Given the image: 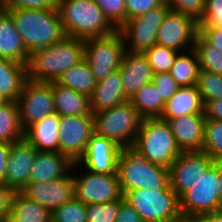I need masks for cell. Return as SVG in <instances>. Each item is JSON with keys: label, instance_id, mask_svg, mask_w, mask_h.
I'll return each instance as SVG.
<instances>
[{"label": "cell", "instance_id": "36", "mask_svg": "<svg viewBox=\"0 0 222 222\" xmlns=\"http://www.w3.org/2000/svg\"><path fill=\"white\" fill-rule=\"evenodd\" d=\"M196 87L205 104L208 101L222 99V75L200 71Z\"/></svg>", "mask_w": 222, "mask_h": 222}, {"label": "cell", "instance_id": "25", "mask_svg": "<svg viewBox=\"0 0 222 222\" xmlns=\"http://www.w3.org/2000/svg\"><path fill=\"white\" fill-rule=\"evenodd\" d=\"M204 113V103L196 86L180 87L165 102L159 119H175L183 115Z\"/></svg>", "mask_w": 222, "mask_h": 222}, {"label": "cell", "instance_id": "17", "mask_svg": "<svg viewBox=\"0 0 222 222\" xmlns=\"http://www.w3.org/2000/svg\"><path fill=\"white\" fill-rule=\"evenodd\" d=\"M120 148L112 140L94 133L84 155L77 161L83 168L97 174H117Z\"/></svg>", "mask_w": 222, "mask_h": 222}, {"label": "cell", "instance_id": "16", "mask_svg": "<svg viewBox=\"0 0 222 222\" xmlns=\"http://www.w3.org/2000/svg\"><path fill=\"white\" fill-rule=\"evenodd\" d=\"M19 192L28 200L52 211L75 197L72 170L60 179L44 183L29 182Z\"/></svg>", "mask_w": 222, "mask_h": 222}, {"label": "cell", "instance_id": "40", "mask_svg": "<svg viewBox=\"0 0 222 222\" xmlns=\"http://www.w3.org/2000/svg\"><path fill=\"white\" fill-rule=\"evenodd\" d=\"M172 11L192 17L199 22L205 12V0H164Z\"/></svg>", "mask_w": 222, "mask_h": 222}, {"label": "cell", "instance_id": "3", "mask_svg": "<svg viewBox=\"0 0 222 222\" xmlns=\"http://www.w3.org/2000/svg\"><path fill=\"white\" fill-rule=\"evenodd\" d=\"M56 7L67 37L85 40L117 30L94 0H57Z\"/></svg>", "mask_w": 222, "mask_h": 222}, {"label": "cell", "instance_id": "49", "mask_svg": "<svg viewBox=\"0 0 222 222\" xmlns=\"http://www.w3.org/2000/svg\"><path fill=\"white\" fill-rule=\"evenodd\" d=\"M10 143L0 142V183H4L5 171L9 157Z\"/></svg>", "mask_w": 222, "mask_h": 222}, {"label": "cell", "instance_id": "9", "mask_svg": "<svg viewBox=\"0 0 222 222\" xmlns=\"http://www.w3.org/2000/svg\"><path fill=\"white\" fill-rule=\"evenodd\" d=\"M84 41V59L97 82L118 70L126 51L123 36L117 29L112 34Z\"/></svg>", "mask_w": 222, "mask_h": 222}, {"label": "cell", "instance_id": "2", "mask_svg": "<svg viewBox=\"0 0 222 222\" xmlns=\"http://www.w3.org/2000/svg\"><path fill=\"white\" fill-rule=\"evenodd\" d=\"M7 12L29 53L60 42L66 37L57 8H23Z\"/></svg>", "mask_w": 222, "mask_h": 222}, {"label": "cell", "instance_id": "26", "mask_svg": "<svg viewBox=\"0 0 222 222\" xmlns=\"http://www.w3.org/2000/svg\"><path fill=\"white\" fill-rule=\"evenodd\" d=\"M55 112L59 116L92 115L89 96L52 82Z\"/></svg>", "mask_w": 222, "mask_h": 222}, {"label": "cell", "instance_id": "5", "mask_svg": "<svg viewBox=\"0 0 222 222\" xmlns=\"http://www.w3.org/2000/svg\"><path fill=\"white\" fill-rule=\"evenodd\" d=\"M123 199L135 208L143 222H176L183 218L179 197L170 186L128 190Z\"/></svg>", "mask_w": 222, "mask_h": 222}, {"label": "cell", "instance_id": "48", "mask_svg": "<svg viewBox=\"0 0 222 222\" xmlns=\"http://www.w3.org/2000/svg\"><path fill=\"white\" fill-rule=\"evenodd\" d=\"M204 116L222 121V99L206 102L204 104Z\"/></svg>", "mask_w": 222, "mask_h": 222}, {"label": "cell", "instance_id": "38", "mask_svg": "<svg viewBox=\"0 0 222 222\" xmlns=\"http://www.w3.org/2000/svg\"><path fill=\"white\" fill-rule=\"evenodd\" d=\"M118 210L119 200L87 204V222H115Z\"/></svg>", "mask_w": 222, "mask_h": 222}, {"label": "cell", "instance_id": "15", "mask_svg": "<svg viewBox=\"0 0 222 222\" xmlns=\"http://www.w3.org/2000/svg\"><path fill=\"white\" fill-rule=\"evenodd\" d=\"M213 162L204 151H181L169 169V185L180 197L191 189L201 173Z\"/></svg>", "mask_w": 222, "mask_h": 222}, {"label": "cell", "instance_id": "44", "mask_svg": "<svg viewBox=\"0 0 222 222\" xmlns=\"http://www.w3.org/2000/svg\"><path fill=\"white\" fill-rule=\"evenodd\" d=\"M164 0H125L126 21L163 5Z\"/></svg>", "mask_w": 222, "mask_h": 222}, {"label": "cell", "instance_id": "54", "mask_svg": "<svg viewBox=\"0 0 222 222\" xmlns=\"http://www.w3.org/2000/svg\"><path fill=\"white\" fill-rule=\"evenodd\" d=\"M0 222H8V220H0Z\"/></svg>", "mask_w": 222, "mask_h": 222}, {"label": "cell", "instance_id": "47", "mask_svg": "<svg viewBox=\"0 0 222 222\" xmlns=\"http://www.w3.org/2000/svg\"><path fill=\"white\" fill-rule=\"evenodd\" d=\"M14 193L15 191L11 187L0 183V220H8Z\"/></svg>", "mask_w": 222, "mask_h": 222}, {"label": "cell", "instance_id": "24", "mask_svg": "<svg viewBox=\"0 0 222 222\" xmlns=\"http://www.w3.org/2000/svg\"><path fill=\"white\" fill-rule=\"evenodd\" d=\"M0 57L27 64L29 52L26 50L11 15L0 9Z\"/></svg>", "mask_w": 222, "mask_h": 222}, {"label": "cell", "instance_id": "4", "mask_svg": "<svg viewBox=\"0 0 222 222\" xmlns=\"http://www.w3.org/2000/svg\"><path fill=\"white\" fill-rule=\"evenodd\" d=\"M117 175L122 193L133 189L169 187V169L151 163L134 146L123 147L117 160Z\"/></svg>", "mask_w": 222, "mask_h": 222}, {"label": "cell", "instance_id": "13", "mask_svg": "<svg viewBox=\"0 0 222 222\" xmlns=\"http://www.w3.org/2000/svg\"><path fill=\"white\" fill-rule=\"evenodd\" d=\"M95 133L94 115L60 116L59 152L77 162Z\"/></svg>", "mask_w": 222, "mask_h": 222}, {"label": "cell", "instance_id": "41", "mask_svg": "<svg viewBox=\"0 0 222 222\" xmlns=\"http://www.w3.org/2000/svg\"><path fill=\"white\" fill-rule=\"evenodd\" d=\"M198 27H222V0H205V12Z\"/></svg>", "mask_w": 222, "mask_h": 222}, {"label": "cell", "instance_id": "7", "mask_svg": "<svg viewBox=\"0 0 222 222\" xmlns=\"http://www.w3.org/2000/svg\"><path fill=\"white\" fill-rule=\"evenodd\" d=\"M93 115L97 135L112 140L120 148L134 145L143 119L129 100Z\"/></svg>", "mask_w": 222, "mask_h": 222}, {"label": "cell", "instance_id": "6", "mask_svg": "<svg viewBox=\"0 0 222 222\" xmlns=\"http://www.w3.org/2000/svg\"><path fill=\"white\" fill-rule=\"evenodd\" d=\"M133 146L147 161L166 168H169L181 153L169 124L159 118L142 120Z\"/></svg>", "mask_w": 222, "mask_h": 222}, {"label": "cell", "instance_id": "50", "mask_svg": "<svg viewBox=\"0 0 222 222\" xmlns=\"http://www.w3.org/2000/svg\"><path fill=\"white\" fill-rule=\"evenodd\" d=\"M195 220L196 222H222V210L203 214L197 217Z\"/></svg>", "mask_w": 222, "mask_h": 222}, {"label": "cell", "instance_id": "29", "mask_svg": "<svg viewBox=\"0 0 222 222\" xmlns=\"http://www.w3.org/2000/svg\"><path fill=\"white\" fill-rule=\"evenodd\" d=\"M129 102L142 119L159 118L165 105L153 82L140 87Z\"/></svg>", "mask_w": 222, "mask_h": 222}, {"label": "cell", "instance_id": "20", "mask_svg": "<svg viewBox=\"0 0 222 222\" xmlns=\"http://www.w3.org/2000/svg\"><path fill=\"white\" fill-rule=\"evenodd\" d=\"M120 75L125 96L130 99L140 87L152 82L153 71L143 53L125 51L120 64Z\"/></svg>", "mask_w": 222, "mask_h": 222}, {"label": "cell", "instance_id": "28", "mask_svg": "<svg viewBox=\"0 0 222 222\" xmlns=\"http://www.w3.org/2000/svg\"><path fill=\"white\" fill-rule=\"evenodd\" d=\"M8 222H51V211L35 201L15 192L10 206Z\"/></svg>", "mask_w": 222, "mask_h": 222}, {"label": "cell", "instance_id": "45", "mask_svg": "<svg viewBox=\"0 0 222 222\" xmlns=\"http://www.w3.org/2000/svg\"><path fill=\"white\" fill-rule=\"evenodd\" d=\"M198 34L222 53V27H198Z\"/></svg>", "mask_w": 222, "mask_h": 222}, {"label": "cell", "instance_id": "14", "mask_svg": "<svg viewBox=\"0 0 222 222\" xmlns=\"http://www.w3.org/2000/svg\"><path fill=\"white\" fill-rule=\"evenodd\" d=\"M198 22L192 17L170 10L157 32L156 44L185 52L194 47Z\"/></svg>", "mask_w": 222, "mask_h": 222}, {"label": "cell", "instance_id": "23", "mask_svg": "<svg viewBox=\"0 0 222 222\" xmlns=\"http://www.w3.org/2000/svg\"><path fill=\"white\" fill-rule=\"evenodd\" d=\"M60 116L54 112L30 125L24 131V138L38 151L59 152Z\"/></svg>", "mask_w": 222, "mask_h": 222}, {"label": "cell", "instance_id": "30", "mask_svg": "<svg viewBox=\"0 0 222 222\" xmlns=\"http://www.w3.org/2000/svg\"><path fill=\"white\" fill-rule=\"evenodd\" d=\"M56 82L88 96L92 94L94 87L97 85V81L85 59L63 72Z\"/></svg>", "mask_w": 222, "mask_h": 222}, {"label": "cell", "instance_id": "21", "mask_svg": "<svg viewBox=\"0 0 222 222\" xmlns=\"http://www.w3.org/2000/svg\"><path fill=\"white\" fill-rule=\"evenodd\" d=\"M74 162L61 152L38 151L30 167L29 182L44 183L66 176Z\"/></svg>", "mask_w": 222, "mask_h": 222}, {"label": "cell", "instance_id": "52", "mask_svg": "<svg viewBox=\"0 0 222 222\" xmlns=\"http://www.w3.org/2000/svg\"><path fill=\"white\" fill-rule=\"evenodd\" d=\"M9 100L0 94V106L6 104Z\"/></svg>", "mask_w": 222, "mask_h": 222}, {"label": "cell", "instance_id": "19", "mask_svg": "<svg viewBox=\"0 0 222 222\" xmlns=\"http://www.w3.org/2000/svg\"><path fill=\"white\" fill-rule=\"evenodd\" d=\"M167 121L174 135L175 143L181 151H202L204 141V113L183 115Z\"/></svg>", "mask_w": 222, "mask_h": 222}, {"label": "cell", "instance_id": "53", "mask_svg": "<svg viewBox=\"0 0 222 222\" xmlns=\"http://www.w3.org/2000/svg\"><path fill=\"white\" fill-rule=\"evenodd\" d=\"M176 222H196V220L195 219H189V218H182L181 220L176 221Z\"/></svg>", "mask_w": 222, "mask_h": 222}, {"label": "cell", "instance_id": "39", "mask_svg": "<svg viewBox=\"0 0 222 222\" xmlns=\"http://www.w3.org/2000/svg\"><path fill=\"white\" fill-rule=\"evenodd\" d=\"M109 22L119 29L126 22L125 0H94Z\"/></svg>", "mask_w": 222, "mask_h": 222}, {"label": "cell", "instance_id": "8", "mask_svg": "<svg viewBox=\"0 0 222 222\" xmlns=\"http://www.w3.org/2000/svg\"><path fill=\"white\" fill-rule=\"evenodd\" d=\"M219 162H212L201 173L196 184L179 197L183 218L197 217L222 210L219 191Z\"/></svg>", "mask_w": 222, "mask_h": 222}, {"label": "cell", "instance_id": "33", "mask_svg": "<svg viewBox=\"0 0 222 222\" xmlns=\"http://www.w3.org/2000/svg\"><path fill=\"white\" fill-rule=\"evenodd\" d=\"M193 49L197 53L200 71L222 75V53L208 44L198 33Z\"/></svg>", "mask_w": 222, "mask_h": 222}, {"label": "cell", "instance_id": "37", "mask_svg": "<svg viewBox=\"0 0 222 222\" xmlns=\"http://www.w3.org/2000/svg\"><path fill=\"white\" fill-rule=\"evenodd\" d=\"M86 204L75 197L51 211V222H87Z\"/></svg>", "mask_w": 222, "mask_h": 222}, {"label": "cell", "instance_id": "11", "mask_svg": "<svg viewBox=\"0 0 222 222\" xmlns=\"http://www.w3.org/2000/svg\"><path fill=\"white\" fill-rule=\"evenodd\" d=\"M170 10L164 3L143 15L127 20L118 29L123 36L126 51L144 53L155 45L160 25Z\"/></svg>", "mask_w": 222, "mask_h": 222}, {"label": "cell", "instance_id": "34", "mask_svg": "<svg viewBox=\"0 0 222 222\" xmlns=\"http://www.w3.org/2000/svg\"><path fill=\"white\" fill-rule=\"evenodd\" d=\"M213 162L222 163V121L205 118L203 148Z\"/></svg>", "mask_w": 222, "mask_h": 222}, {"label": "cell", "instance_id": "43", "mask_svg": "<svg viewBox=\"0 0 222 222\" xmlns=\"http://www.w3.org/2000/svg\"><path fill=\"white\" fill-rule=\"evenodd\" d=\"M152 82L164 102L168 101L180 88L169 72L154 74Z\"/></svg>", "mask_w": 222, "mask_h": 222}, {"label": "cell", "instance_id": "42", "mask_svg": "<svg viewBox=\"0 0 222 222\" xmlns=\"http://www.w3.org/2000/svg\"><path fill=\"white\" fill-rule=\"evenodd\" d=\"M56 4L57 0H0V9H52L57 8Z\"/></svg>", "mask_w": 222, "mask_h": 222}, {"label": "cell", "instance_id": "27", "mask_svg": "<svg viewBox=\"0 0 222 222\" xmlns=\"http://www.w3.org/2000/svg\"><path fill=\"white\" fill-rule=\"evenodd\" d=\"M28 80L26 65L0 57V94L16 101Z\"/></svg>", "mask_w": 222, "mask_h": 222}, {"label": "cell", "instance_id": "18", "mask_svg": "<svg viewBox=\"0 0 222 222\" xmlns=\"http://www.w3.org/2000/svg\"><path fill=\"white\" fill-rule=\"evenodd\" d=\"M38 150L24 137L10 143L4 184L19 192L29 183L30 167Z\"/></svg>", "mask_w": 222, "mask_h": 222}, {"label": "cell", "instance_id": "12", "mask_svg": "<svg viewBox=\"0 0 222 222\" xmlns=\"http://www.w3.org/2000/svg\"><path fill=\"white\" fill-rule=\"evenodd\" d=\"M16 103L20 124L25 131L30 125L55 112L52 82L27 80Z\"/></svg>", "mask_w": 222, "mask_h": 222}, {"label": "cell", "instance_id": "10", "mask_svg": "<svg viewBox=\"0 0 222 222\" xmlns=\"http://www.w3.org/2000/svg\"><path fill=\"white\" fill-rule=\"evenodd\" d=\"M72 174L75 198L86 205L123 199L117 174L93 173L78 162H74Z\"/></svg>", "mask_w": 222, "mask_h": 222}, {"label": "cell", "instance_id": "1", "mask_svg": "<svg viewBox=\"0 0 222 222\" xmlns=\"http://www.w3.org/2000/svg\"><path fill=\"white\" fill-rule=\"evenodd\" d=\"M84 59V41L65 37L60 42L29 53L28 80L55 82L63 72Z\"/></svg>", "mask_w": 222, "mask_h": 222}, {"label": "cell", "instance_id": "32", "mask_svg": "<svg viewBox=\"0 0 222 222\" xmlns=\"http://www.w3.org/2000/svg\"><path fill=\"white\" fill-rule=\"evenodd\" d=\"M24 137L16 101L0 106V142L12 143Z\"/></svg>", "mask_w": 222, "mask_h": 222}, {"label": "cell", "instance_id": "46", "mask_svg": "<svg viewBox=\"0 0 222 222\" xmlns=\"http://www.w3.org/2000/svg\"><path fill=\"white\" fill-rule=\"evenodd\" d=\"M115 222H143L139 213L124 199L119 200V210Z\"/></svg>", "mask_w": 222, "mask_h": 222}, {"label": "cell", "instance_id": "35", "mask_svg": "<svg viewBox=\"0 0 222 222\" xmlns=\"http://www.w3.org/2000/svg\"><path fill=\"white\" fill-rule=\"evenodd\" d=\"M180 52L160 45H153L143 54L154 74L169 72Z\"/></svg>", "mask_w": 222, "mask_h": 222}, {"label": "cell", "instance_id": "51", "mask_svg": "<svg viewBox=\"0 0 222 222\" xmlns=\"http://www.w3.org/2000/svg\"><path fill=\"white\" fill-rule=\"evenodd\" d=\"M220 201L222 202V163L219 162V186H218Z\"/></svg>", "mask_w": 222, "mask_h": 222}, {"label": "cell", "instance_id": "31", "mask_svg": "<svg viewBox=\"0 0 222 222\" xmlns=\"http://www.w3.org/2000/svg\"><path fill=\"white\" fill-rule=\"evenodd\" d=\"M199 72V61L193 48L180 52L169 71L179 87L196 86Z\"/></svg>", "mask_w": 222, "mask_h": 222}, {"label": "cell", "instance_id": "22", "mask_svg": "<svg viewBox=\"0 0 222 222\" xmlns=\"http://www.w3.org/2000/svg\"><path fill=\"white\" fill-rule=\"evenodd\" d=\"M89 100L92 114L111 109L129 100L124 94L119 69L97 82Z\"/></svg>", "mask_w": 222, "mask_h": 222}]
</instances>
